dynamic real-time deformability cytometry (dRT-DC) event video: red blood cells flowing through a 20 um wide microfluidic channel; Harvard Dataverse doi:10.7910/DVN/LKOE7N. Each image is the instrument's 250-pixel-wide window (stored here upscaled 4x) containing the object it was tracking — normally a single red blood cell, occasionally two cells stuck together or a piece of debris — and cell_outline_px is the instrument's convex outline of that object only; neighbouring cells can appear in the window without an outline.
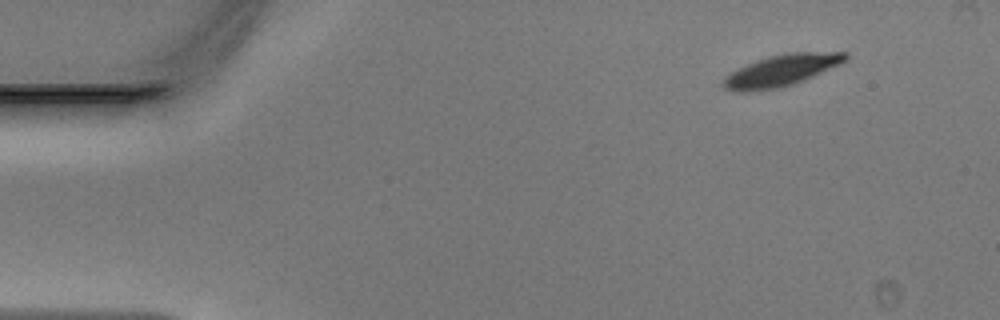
{"species": "Egyptian fruit bat (a non-hibernating species)", "species_latin": "Rousettus aegyptiacus", "temperature_condition": "warm", "stored_images_in_passage": 48, "camera_frame_rate_fps": 3000, "um_per_image_px": 0.085, "animal": {"sex": "male"}, "frame": {"image": 1, "passage_image": 4, "time_ms": 1.0, "image_size_px": [1000, 320], "cell_outline_px": [[848, 60], [840, 64], [804, 80], [780, 88], [748, 92], [736, 92], [724, 88], [720, 84], [724, 76], [748, 64], [768, 56], [788, 52], [848, 52]], "centroid_in_image_um": [66.41, 6.0], "position_along_channel_um": 18.6, "area_um2": 22.48}}
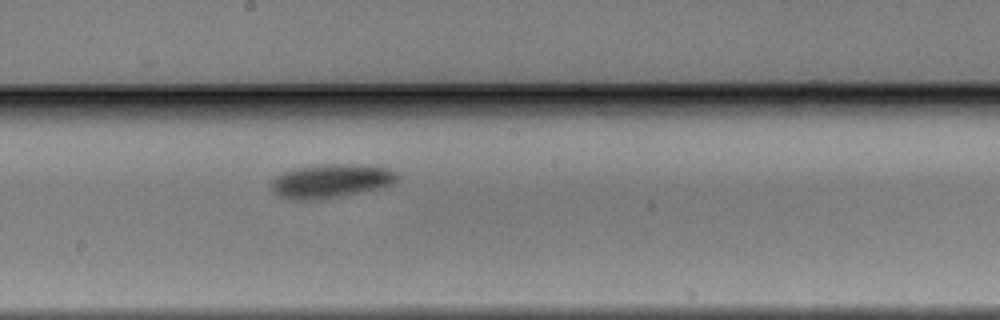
{"frame": {"image": 2, "passage_image": 26, "time_ms": 8.333, "image_size_px": [1000, 320], "cell_outline_px": [[400, 176], [392, 184], [380, 188], [336, 196], [312, 200], [288, 200], [276, 196], [272, 192], [268, 184], [276, 176], [284, 172], [296, 168], [320, 164], [368, 164], [388, 168], [396, 172]], "centroid_in_image_um": [28.08, 15.37], "position_along_channel_um": 220.1, "area_um2": 25.09}}
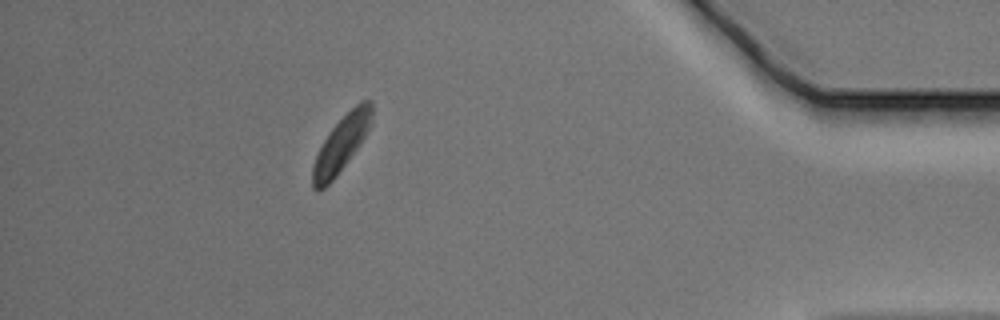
{"frame": {"image": 3, "passage_image": 43, "time_ms": 14.0, "image_size_px": [1000, 320], "cell_outline_px": [[372, 116], [368, 128], [360, 144], [336, 176], [324, 188], [316, 192], [312, 188], [312, 164], [328, 132], [360, 100], [372, 100]], "centroid_in_image_um": [28.98, 12.26], "position_along_channel_um": 406.2, "area_um2": 18.79}}